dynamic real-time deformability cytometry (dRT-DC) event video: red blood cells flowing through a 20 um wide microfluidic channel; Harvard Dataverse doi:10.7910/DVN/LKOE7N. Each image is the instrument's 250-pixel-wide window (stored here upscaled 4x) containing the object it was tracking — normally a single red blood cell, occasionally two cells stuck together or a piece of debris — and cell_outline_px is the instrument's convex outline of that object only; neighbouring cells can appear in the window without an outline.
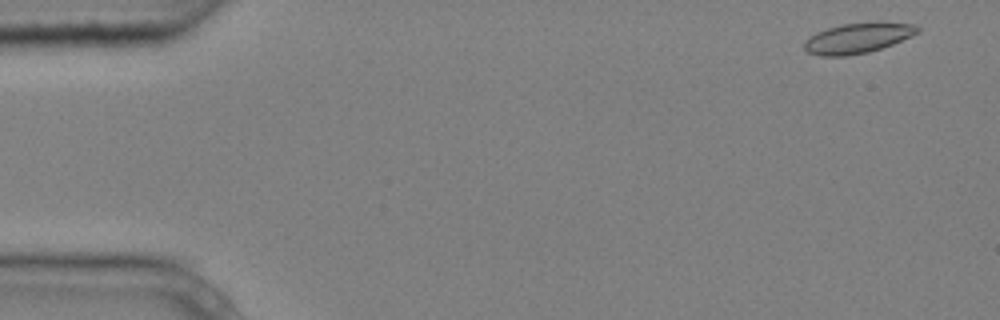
{"species": "common noctule bat (a hibernating species)", "species_latin": "Nyctalus noctula", "temperature_condition": "cold", "stored_images_in_passage": 3, "camera_frame_rate_fps": 3000, "um_per_image_px": 0.085, "animal": {"sex": "male", "body_mass_g": 20.4}, "frame": {"image": 1, "passage_image": 1, "time_ms": 0.0, "image_size_px": [1000, 320], "cell_outline_px": [[920, 28], [916, 32], [892, 44], [868, 52], [848, 56], [820, 56], [808, 52], [804, 48], [804, 40], [816, 32], [840, 24], [876, 20], [912, 24]], "centroid_in_image_um": [72.86, 3.21], "position_along_channel_um": 12.1, "area_um2": 20.11}}